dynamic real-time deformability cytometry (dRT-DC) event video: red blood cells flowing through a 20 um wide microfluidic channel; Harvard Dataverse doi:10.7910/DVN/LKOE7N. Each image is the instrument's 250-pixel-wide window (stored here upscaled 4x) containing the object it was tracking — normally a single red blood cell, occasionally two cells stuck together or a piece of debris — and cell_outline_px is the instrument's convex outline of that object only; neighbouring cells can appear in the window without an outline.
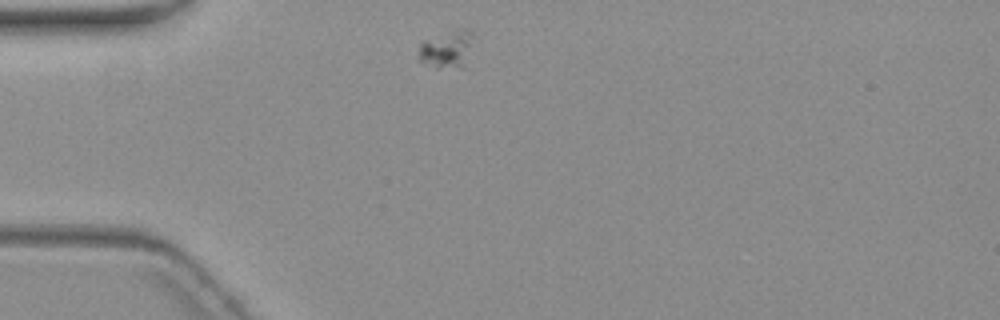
{"species": "common noctule bat (a hibernating species)", "species_latin": "Nyctalus noctula", "temperature_condition": "warm", "stored_images_in_passage": 7, "camera_frame_rate_fps": 3000, "um_per_image_px": 0.085, "animal": {"sex": "female", "body_mass_g": 19.3, "forearm_length_mm": 54.1}, "frame": {"image": 1, "passage_image": 1, "time_ms": 0.0, "image_size_px": [1000, 320], "cell_outline_px": [[472, 40], [464, 68], [436, 68], [424, 64], [416, 56], [420, 40], [456, 28], [468, 28], [472, 32]], "centroid_in_image_um": [37.92, 4.16], "position_along_channel_um": 47.1, "area_um2": 12.54}}
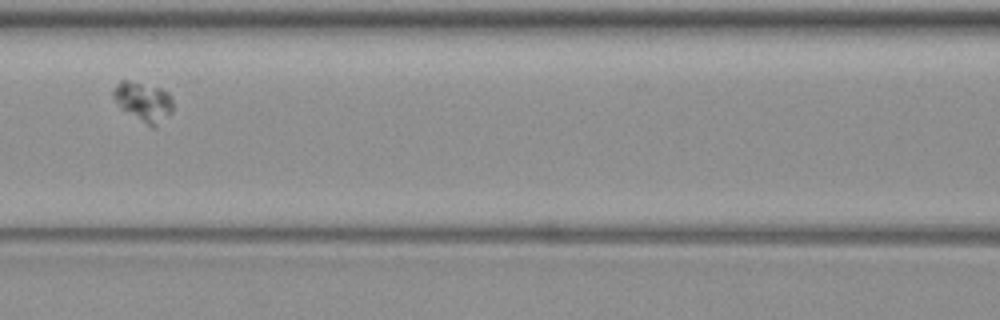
{"frame": {"image": 2, "passage_image": 4, "time_ms": 3.667, "image_size_px": [1000, 320], "cell_outline_px": [[172, 112], [156, 128], [152, 128], [120, 108], [112, 96], [112, 88], [120, 80], [128, 80], [160, 88], [168, 92], [172, 100]], "centroid_in_image_um": [12.17, 8.65], "position_along_channel_um": 154.4, "area_um2": 13.87}}
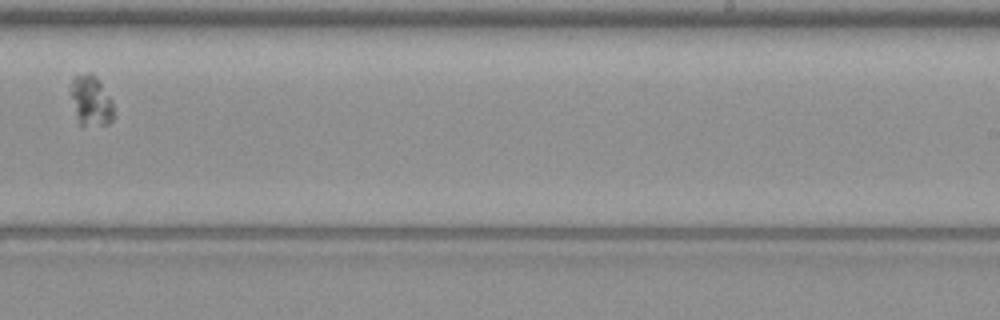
{"frame": {"image": 3, "passage_image": 7, "time_ms": 7.333, "image_size_px": [1000, 320], "cell_outline_px": [[112, 120], [108, 124], [80, 124], [76, 116], [72, 96], [72, 76], [84, 72], [92, 72], [112, 100]], "centroid_in_image_um": [7.72, 8.51], "position_along_channel_um": 281.3, "area_um2": 12.14}}